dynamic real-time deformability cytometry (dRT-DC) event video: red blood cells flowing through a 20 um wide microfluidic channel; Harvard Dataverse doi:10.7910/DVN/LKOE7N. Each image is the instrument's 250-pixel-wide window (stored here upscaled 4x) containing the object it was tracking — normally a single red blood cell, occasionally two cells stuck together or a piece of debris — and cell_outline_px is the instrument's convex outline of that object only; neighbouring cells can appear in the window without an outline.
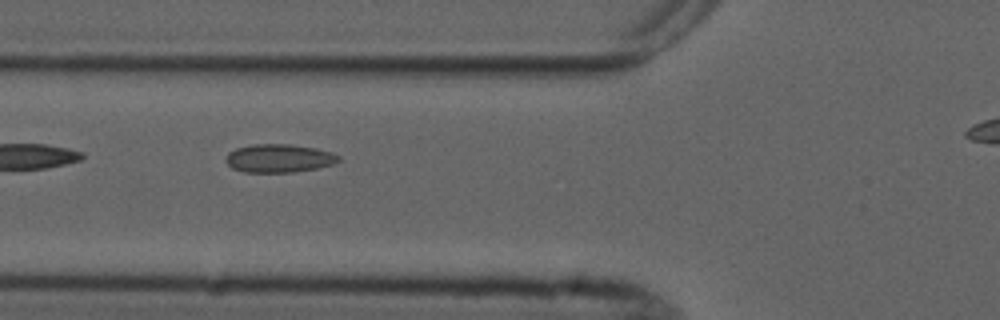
{"species": "common noctule bat (a hibernating species)", "species_latin": "Nyctalus noctula", "temperature_condition": "cold", "stored_images_in_passage": 5, "segment_of_instrument_passage": [1, 2], "camera_frame_rate_fps": 3000, "um_per_image_px": 0.085, "animal": {"sex": "male", "forearm_length_mm": 52.5}, "frame": {"image": 1, "passage_image": 3, "time_ms": 2.333, "image_size_px": [1000, 320], "cell_outline_px": [[340, 160], [332, 164], [316, 168], [296, 172], [244, 172], [232, 168], [224, 160], [228, 152], [236, 148], [252, 144], [288, 144], [316, 148], [332, 152], [340, 156]], "centroid_in_image_um": [23.69, 13.45], "position_along_channel_um": 102.1, "area_um2": 18.67}}